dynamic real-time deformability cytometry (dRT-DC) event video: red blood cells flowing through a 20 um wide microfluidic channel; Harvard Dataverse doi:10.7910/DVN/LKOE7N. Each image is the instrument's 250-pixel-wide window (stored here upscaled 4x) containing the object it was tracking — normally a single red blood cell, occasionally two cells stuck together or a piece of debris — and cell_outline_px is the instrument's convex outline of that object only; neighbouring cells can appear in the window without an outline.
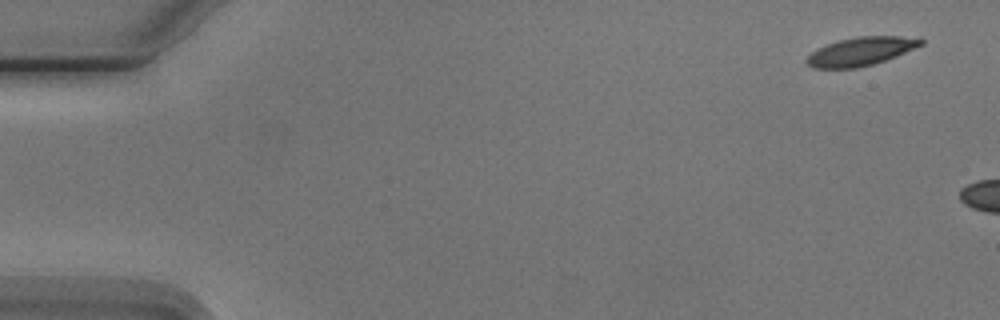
{"species": "Egyptian fruit bat (a non-hibernating species)", "species_latin": "Rousettus aegyptiacus", "temperature_condition": "cold", "stored_images_in_passage": 2, "camera_frame_rate_fps": 3000, "um_per_image_px": 0.085, "animal": {"sex": "male"}, "frame": {"image": 1, "passage_image": 2, "time_ms": 1.333, "image_size_px": [1000, 320], "cell_outline_px": [[924, 44], [884, 60], [872, 64], [856, 68], [812, 68], [804, 60], [816, 48], [840, 40], [856, 36], [900, 36], [924, 40]], "centroid_in_image_um": [73.12, 4.37], "position_along_channel_um": 11.9, "area_um2": 18.61}}